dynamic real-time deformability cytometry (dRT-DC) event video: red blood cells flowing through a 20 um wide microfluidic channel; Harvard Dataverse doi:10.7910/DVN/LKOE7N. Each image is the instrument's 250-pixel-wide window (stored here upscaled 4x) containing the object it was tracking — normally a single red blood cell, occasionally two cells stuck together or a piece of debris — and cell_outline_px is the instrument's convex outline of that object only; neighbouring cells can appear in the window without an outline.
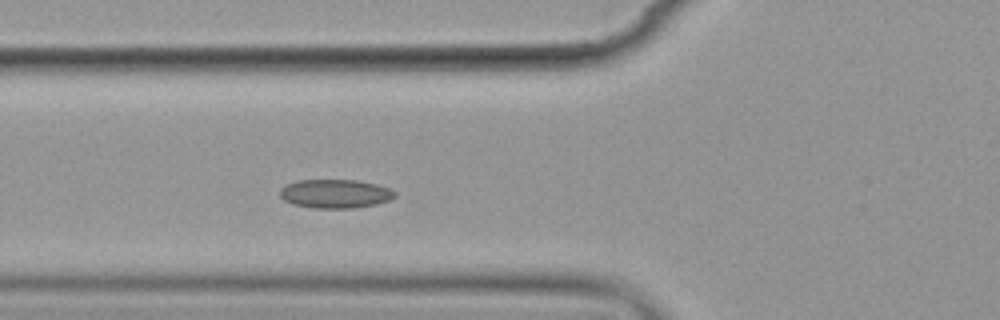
{"species": "common noctule bat (a hibernating species)", "species_latin": "Nyctalus noctula", "temperature_condition": "cold", "stored_images_in_passage": 4, "camera_frame_rate_fps": 3000, "um_per_image_px": 0.085, "animal": {"sex": "female", "body_mass_g": 19.9}, "frame": {"image": 1, "passage_image": 4, "time_ms": 3.667, "image_size_px": [1000, 320], "cell_outline_px": [[396, 196], [388, 200], [376, 204], [352, 208], [316, 208], [292, 204], [284, 200], [280, 196], [280, 188], [296, 180], [356, 180], [376, 184], [388, 188], [396, 192]], "centroid_in_image_um": [28.48, 16.46], "position_along_channel_um": 97.3, "area_um2": 19.19}}